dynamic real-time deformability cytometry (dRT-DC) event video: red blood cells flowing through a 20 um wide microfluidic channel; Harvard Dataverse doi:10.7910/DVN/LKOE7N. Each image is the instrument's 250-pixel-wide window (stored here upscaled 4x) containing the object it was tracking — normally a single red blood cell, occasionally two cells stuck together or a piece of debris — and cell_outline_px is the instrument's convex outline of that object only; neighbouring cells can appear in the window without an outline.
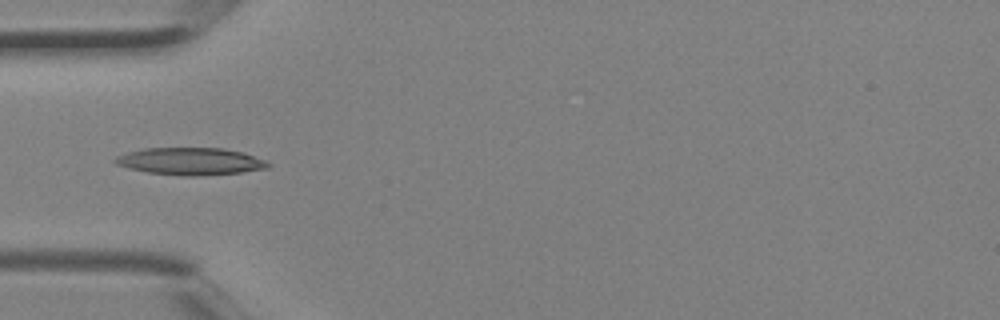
{"species": "Egyptian fruit bat (a non-hibernating species)", "species_latin": "Rousettus aegyptiacus", "temperature_condition": "room temperature", "stored_images_in_passage": 2, "camera_frame_rate_fps": 3000, "um_per_image_px": 0.085, "animal": {"sex": "female"}, "frame": {"image": 1, "passage_image": 2, "time_ms": 0.333, "image_size_px": [1000, 320], "cell_outline_px": [[272, 164], [268, 168], [240, 172], [196, 176], [184, 176], [148, 172], [128, 168], [116, 164], [112, 160], [116, 156], [128, 152], [144, 148], [224, 148], [244, 152], [268, 160]], "centroid_in_image_um": [16.23, 13.7], "position_along_channel_um": 68.8, "area_um2": 24.45}}